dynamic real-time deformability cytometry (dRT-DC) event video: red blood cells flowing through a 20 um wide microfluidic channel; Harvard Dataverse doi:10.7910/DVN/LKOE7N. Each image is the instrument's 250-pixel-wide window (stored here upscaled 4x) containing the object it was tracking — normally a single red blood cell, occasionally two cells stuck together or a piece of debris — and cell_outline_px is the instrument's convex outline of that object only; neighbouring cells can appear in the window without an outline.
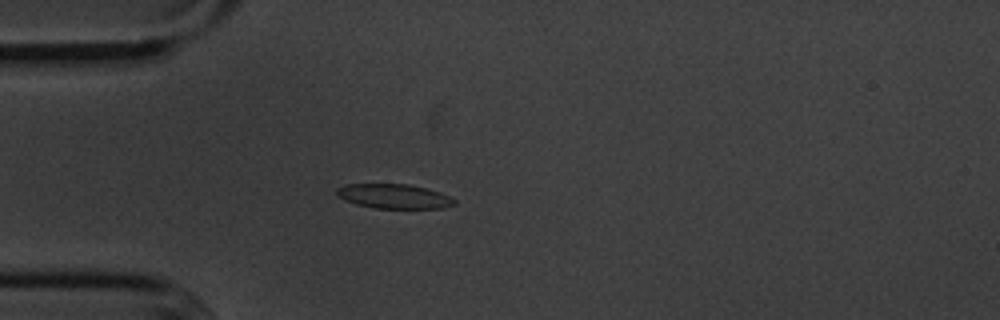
{"species": "common noctule bat (a hibernating species)", "species_latin": "Nyctalus noctula", "temperature_condition": "cold", "stored_images_in_passage": 44, "camera_frame_rate_fps": 3000, "um_per_image_px": 0.085, "animal": {"sex": "male", "body_mass_g": 20.1, "forearm_length_mm": 53.5}, "frame": {"image": 1, "passage_image": 4, "time_ms": 1.0, "image_size_px": [1000, 320], "cell_outline_px": [[456, 204], [444, 208], [376, 208], [356, 204], [344, 200], [336, 192], [336, 188], [344, 184], [408, 184], [428, 188], [440, 192], [456, 200]], "centroid_in_image_um": [33.5, 16.68], "position_along_channel_um": 51.5, "area_um2": 16.82}}
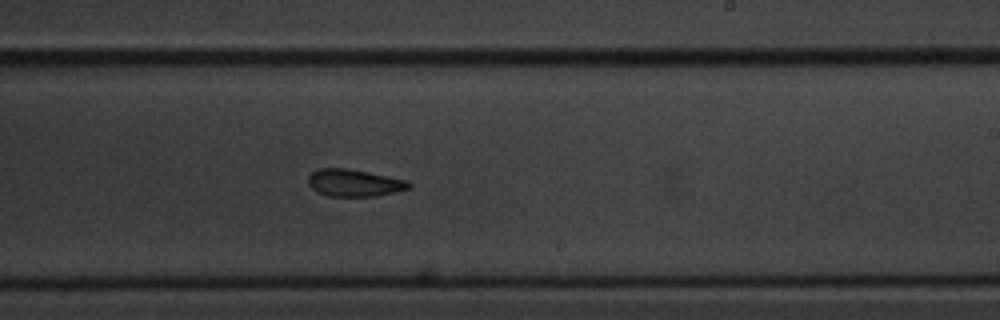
{"frame": {"image": 2, "passage_image": 22, "time_ms": 7.0, "image_size_px": [1000, 320], "cell_outline_px": [[412, 184], [408, 188], [376, 196], [328, 196], [316, 192], [308, 184], [308, 176], [312, 172], [320, 168], [344, 168], [368, 172], [408, 180]], "centroid_in_image_um": [30.07, 15.54], "position_along_channel_um": 258.9, "area_um2": 15.84}}
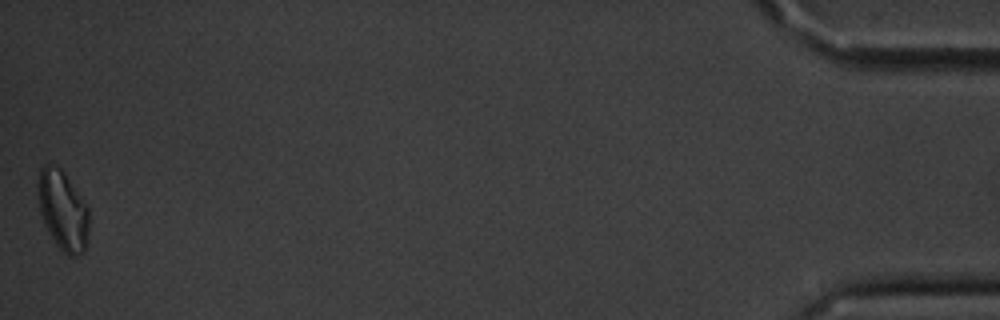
{"frame": {"image": 3, "passage_image": 44, "time_ms": 14.333, "image_size_px": [1000, 320], "cell_outline_px": [[88, 232], [84, 252], [76, 256], [68, 256], [56, 244], [48, 232], [44, 224], [40, 212], [36, 196], [36, 184], [40, 168], [44, 164], [56, 164], [64, 172], [88, 208]], "centroid_in_image_um": [5.29, 17.85], "position_along_channel_um": 429.9, "area_um2": 23.93}, "authors_computed_cell_mechanics": {"area_um2": 17.051, "velocity_mm_per_s": 3.6058, "shape_relaxation_time_tau1_ms": 5.4857, "shape_relaxation_time_tau2_ms": 6.0676, "deformation_change_tau1": 0.1132, "deformation_change_tau2": 0.1099}}